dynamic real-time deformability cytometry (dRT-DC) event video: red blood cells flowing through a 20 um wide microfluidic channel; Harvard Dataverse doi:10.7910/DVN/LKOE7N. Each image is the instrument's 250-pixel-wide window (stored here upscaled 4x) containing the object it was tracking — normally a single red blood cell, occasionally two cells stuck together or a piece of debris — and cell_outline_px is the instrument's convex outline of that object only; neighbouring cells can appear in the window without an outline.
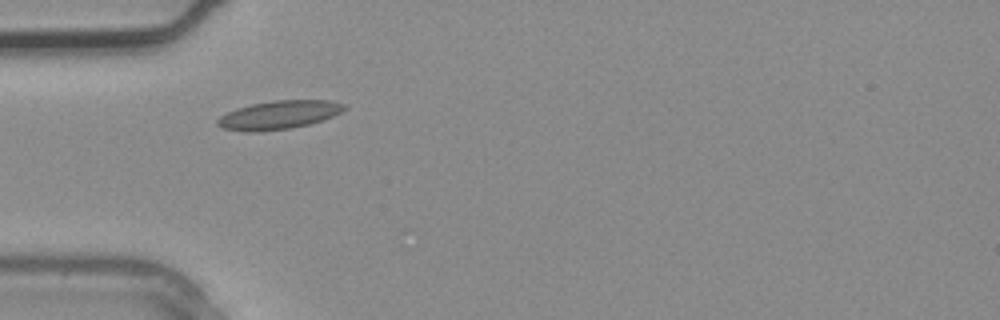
{"species": "common noctule bat (a hibernating species)", "species_latin": "Nyctalus noctula", "temperature_condition": "warm", "stored_images_in_passage": 1, "camera_frame_rate_fps": 3000, "um_per_image_px": 0.085, "animal": {"sex": "male", "body_mass_g": 20.4}, "frame": {"image": 1, "passage_image": 1, "time_ms": 0.0, "image_size_px": [1000, 320], "cell_outline_px": [[348, 108], [332, 116], [308, 124], [292, 128], [260, 132], [244, 132], [224, 128], [216, 124], [216, 120], [220, 116], [236, 108], [252, 104], [272, 100], [328, 100], [344, 104]], "centroid_in_image_um": [23.67, 9.77], "position_along_channel_um": 61.3, "area_um2": 21.04}}